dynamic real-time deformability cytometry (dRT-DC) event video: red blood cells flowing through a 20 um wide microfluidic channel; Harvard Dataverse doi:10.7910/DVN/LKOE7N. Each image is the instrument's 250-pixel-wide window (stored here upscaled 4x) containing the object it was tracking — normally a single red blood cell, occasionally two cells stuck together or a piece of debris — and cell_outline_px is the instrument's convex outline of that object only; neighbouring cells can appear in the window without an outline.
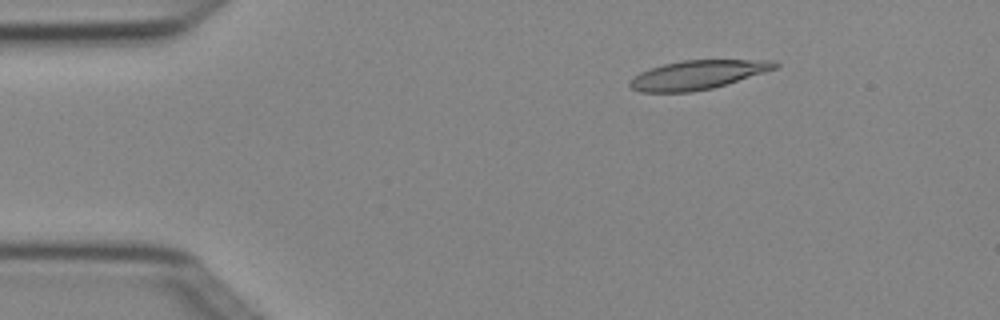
{"species": "Egyptian fruit bat (a non-hibernating species)", "species_latin": "Rousettus aegyptiacus", "temperature_condition": "cold", "stored_images_in_passage": 3, "camera_frame_rate_fps": 3000, "um_per_image_px": 0.085, "animal": {"sex": "female"}, "frame": {"image": 1, "passage_image": 1, "time_ms": 0.0, "image_size_px": [1000, 320], "cell_outline_px": [[780, 64], [776, 68], [764, 72], [712, 88], [692, 92], [640, 92], [632, 88], [628, 84], [640, 72], [664, 64], [684, 60], [776, 60]], "centroid_in_image_um": [59.31, 6.36], "position_along_channel_um": 25.7, "area_um2": 24.1}}
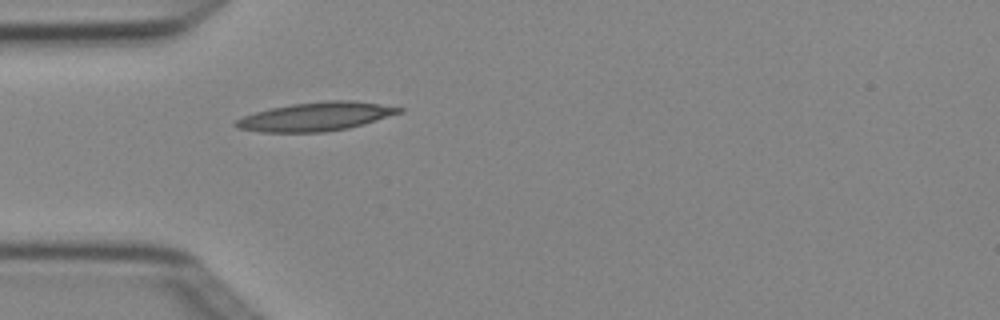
{"frame": {"image": 2, "passage_image": 3, "time_ms": 0.667, "image_size_px": [1000, 320], "cell_outline_px": [[404, 112], [364, 124], [348, 128], [324, 132], [260, 132], [236, 128], [232, 124], [236, 120], [244, 116], [256, 112], [272, 108], [292, 104], [324, 100], [352, 100], [380, 104], [404, 108]], "centroid_in_image_um": [26.87, 9.91], "position_along_channel_um": 58.1, "area_um2": 27.34}}